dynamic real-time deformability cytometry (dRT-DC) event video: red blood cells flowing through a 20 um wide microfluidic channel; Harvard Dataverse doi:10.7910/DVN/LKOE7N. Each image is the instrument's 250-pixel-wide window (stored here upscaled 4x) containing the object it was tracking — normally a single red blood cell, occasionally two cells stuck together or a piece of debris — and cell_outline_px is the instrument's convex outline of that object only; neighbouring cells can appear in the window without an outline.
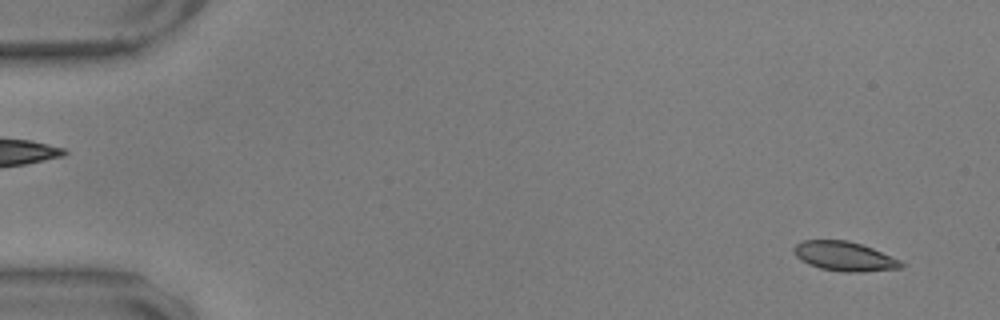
{"species": "common noctule bat (a hibernating species)", "species_latin": "Nyctalus noctula", "temperature_condition": "warm", "stored_images_in_passage": 58, "camera_frame_rate_fps": 3000, "um_per_image_px": 0.085, "animal": {"sex": "male", "body_mass_g": 17.9, "forearm_length_mm": 54.2}, "frame": {"image": 1, "passage_image": 3, "time_ms": 0.667, "image_size_px": [1000, 320], "cell_outline_px": [[904, 268], [860, 272], [844, 272], [820, 268], [808, 264], [800, 260], [796, 256], [792, 248], [796, 244], [804, 240], [848, 240], [872, 248], [900, 260], [904, 264]], "centroid_in_image_um": [71.77, 21.79], "position_along_channel_um": 13.2, "area_um2": 18.38}}
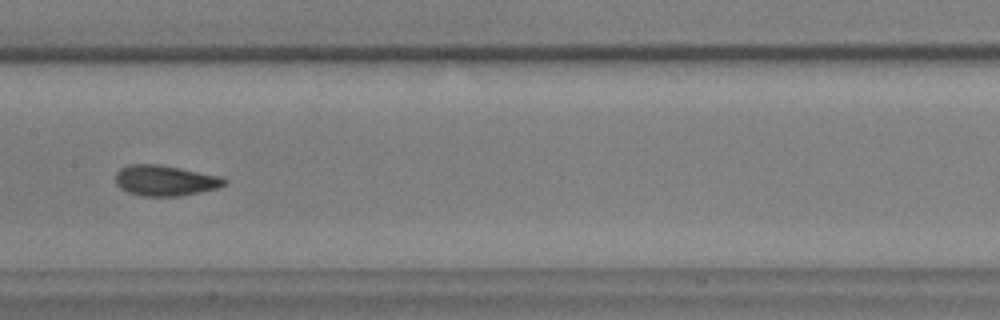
{"frame": {"image": 2, "passage_image": 29, "time_ms": 9.333, "image_size_px": [1000, 320], "cell_outline_px": [[228, 180], [224, 184], [216, 188], [200, 192], [180, 196], [144, 196], [128, 192], [120, 188], [116, 184], [116, 172], [120, 168], [128, 164], [160, 164], [220, 176]], "centroid_in_image_um": [14.0, 15.34], "position_along_channel_um": 193.4, "area_um2": 19.36}}
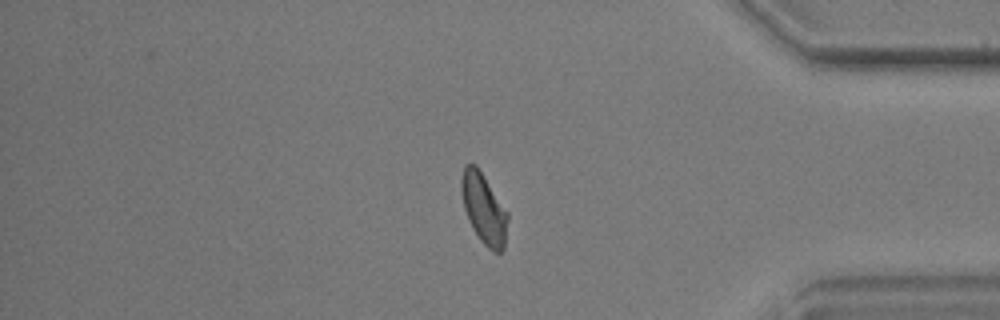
{"frame": {"image": 3, "passage_image": 48, "time_ms": 15.667, "image_size_px": [1000, 320], "cell_outline_px": [[508, 220], [504, 248], [500, 252], [492, 252], [480, 240], [472, 228], [468, 220], [464, 208], [460, 188], [460, 180], [464, 164], [476, 164], [508, 212]], "centroid_in_image_um": [41.11, 17.73], "position_along_channel_um": 394.1, "area_um2": 19.13}, "authors_computed_cell_mechanics": {"area_um2": 18.8139, "velocity_mm_per_s": 3.5337, "shape_relaxation_time_tau1_ms": 4.2456, "shape_relaxation_time_tau2_ms": 1.0311, "deformation_change_tau1": 0.1179, "deformation_change_tau2": 0.0417}}